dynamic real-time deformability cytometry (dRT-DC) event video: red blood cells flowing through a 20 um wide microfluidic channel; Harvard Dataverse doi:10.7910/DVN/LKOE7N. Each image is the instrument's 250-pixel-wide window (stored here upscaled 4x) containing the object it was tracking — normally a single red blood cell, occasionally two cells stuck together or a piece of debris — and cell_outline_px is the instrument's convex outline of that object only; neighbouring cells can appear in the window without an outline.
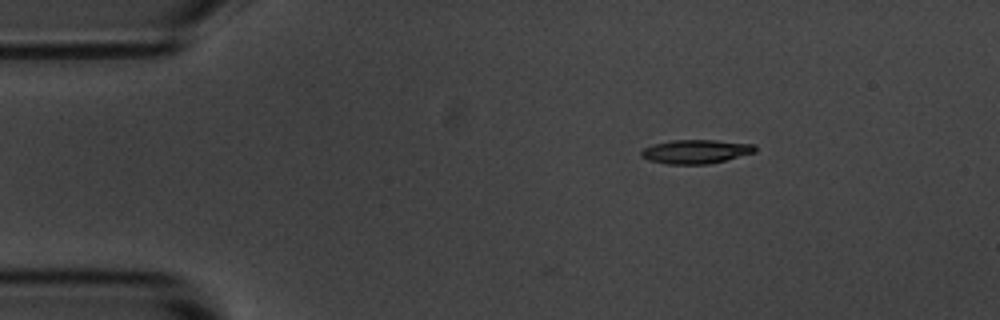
{"species": "common noctule bat (a hibernating species)", "species_latin": "Nyctalus noctula", "temperature_condition": "room temperature", "stored_images_in_passage": 4, "camera_frame_rate_fps": 3000, "um_per_image_px": 0.085, "animal": {"sex": "male", "body_mass_g": 20.1, "forearm_length_mm": 53.5}, "frame": {"image": 1, "passage_image": 1, "time_ms": 0.0, "image_size_px": [1000, 320], "cell_outline_px": [[756, 152], [708, 164], [668, 164], [648, 160], [640, 156], [640, 152], [644, 148], [652, 144], [672, 140], [712, 140], [756, 144]], "centroid_in_image_um": [59.12, 12.88], "position_along_channel_um": 25.9, "area_um2": 15.84}}